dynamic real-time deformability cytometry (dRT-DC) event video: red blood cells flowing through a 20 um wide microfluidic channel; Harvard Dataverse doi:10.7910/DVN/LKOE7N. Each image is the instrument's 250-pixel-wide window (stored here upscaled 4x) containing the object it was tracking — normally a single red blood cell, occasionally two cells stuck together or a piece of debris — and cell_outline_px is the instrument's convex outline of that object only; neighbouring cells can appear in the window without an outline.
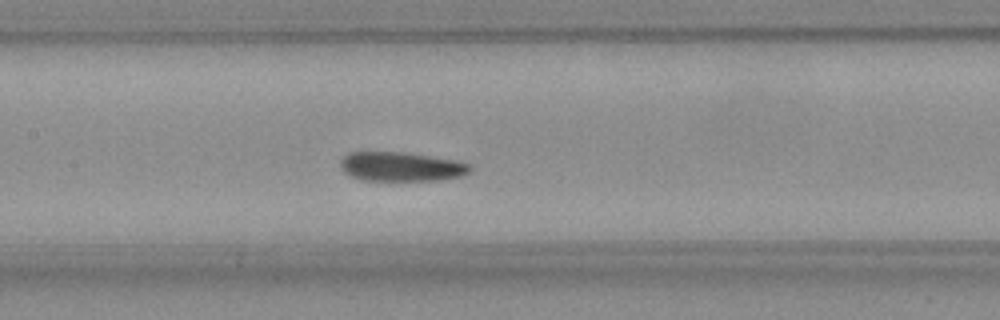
{"species": "Egyptian fruit bat (a non-hibernating species)", "species_latin": "Rousettus aegyptiacus", "temperature_condition": "room temperature", "stored_images_in_passage": 46, "camera_frame_rate_fps": 3000, "um_per_image_px": 0.085, "frame": {"image": 1, "passage_image": 16, "time_ms": 5.0, "image_size_px": [1000, 320], "cell_outline_px": [[472, 168], [468, 172], [460, 176], [440, 180], [360, 180], [344, 172], [340, 168], [340, 160], [348, 152], [404, 152], [456, 160], [468, 164]], "centroid_in_image_um": [34.06, 14.16], "position_along_channel_um": 173.3, "area_um2": 22.02}}
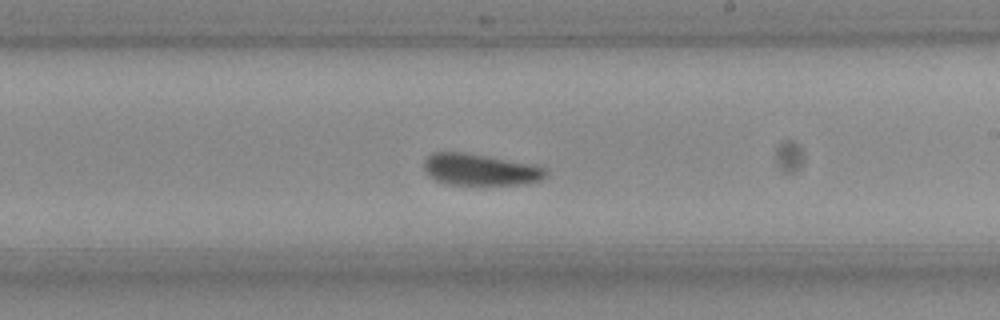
{"frame": {"image": 2, "passage_image": 22, "time_ms": 7.0, "image_size_px": [1000, 320], "cell_outline_px": [[548, 176], [544, 180], [524, 184], [448, 184], [436, 180], [428, 176], [424, 172], [424, 160], [432, 152], [464, 152], [488, 156], [532, 164], [548, 168]], "centroid_in_image_um": [40.85, 14.41], "position_along_channel_um": 248.2, "area_um2": 22.66}}
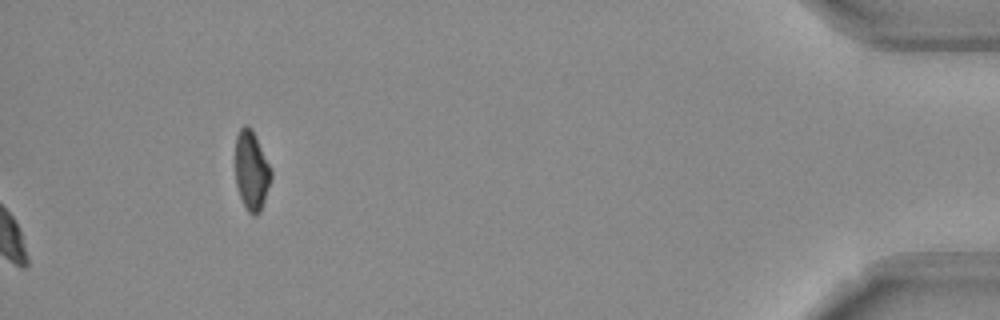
{"frame": {"image": 3, "passage_image": 46, "time_ms": 15.0, "image_size_px": [1000, 320], "cell_outline_px": [[272, 176], [260, 212], [256, 216], [252, 216], [248, 212], [240, 196], [236, 184], [236, 136], [240, 128], [244, 124], [248, 124], [252, 128], [272, 168]], "centroid_in_image_um": [21.39, 14.47], "position_along_channel_um": 413.8, "area_um2": 16.65}, "authors_computed_cell_mechanics": {"area_um2": 22.253, "velocity_mm_per_s": 3.7622, "shape_relaxation_time_tau1_ms": 6.1234, "shape_relaxation_time_tau2_ms": null, "deformation_change_tau1": 0.1577, "deformation_change_tau2": null}}